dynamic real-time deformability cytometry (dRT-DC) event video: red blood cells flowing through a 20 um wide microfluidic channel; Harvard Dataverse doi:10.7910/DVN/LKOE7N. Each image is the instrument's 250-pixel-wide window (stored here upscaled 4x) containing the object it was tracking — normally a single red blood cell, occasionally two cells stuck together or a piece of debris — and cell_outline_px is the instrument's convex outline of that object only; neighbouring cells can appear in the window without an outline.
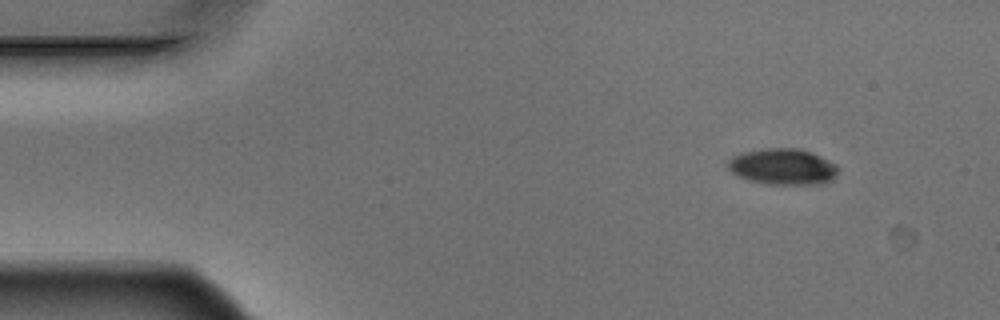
{"species": "Egyptian fruit bat (a non-hibernating species)", "species_latin": "Rousettus aegyptiacus", "temperature_condition": "warm", "stored_images_in_passage": 3, "camera_frame_rate_fps": 3000, "um_per_image_px": 0.085, "animal": {"sex": "male"}, "frame": {"image": 1, "passage_image": 1, "time_ms": 0.0, "image_size_px": [1000, 320], "cell_outline_px": [[836, 176], [832, 180], [824, 184], [764, 184], [748, 180], [736, 176], [724, 164], [732, 156], [740, 152], [764, 148], [796, 148], [812, 152], [836, 164]], "centroid_in_image_um": [66.48, 14.17], "position_along_channel_um": 18.5, "area_um2": 23.52}}
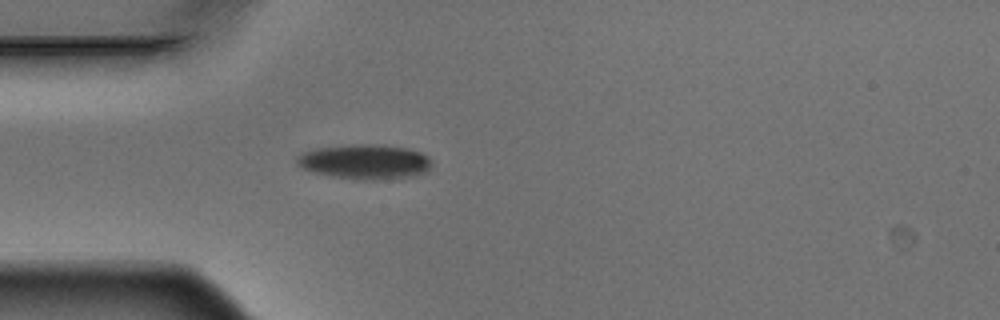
{"frame": {"image": 2, "passage_image": 3, "time_ms": 0.667, "image_size_px": [1000, 320], "cell_outline_px": [[432, 168], [428, 172], [416, 176], [328, 176], [312, 172], [300, 168], [296, 164], [296, 156], [304, 152], [316, 148], [364, 144], [408, 148], [420, 152], [428, 156], [432, 160]], "centroid_in_image_um": [31.0, 13.7], "position_along_channel_um": 54.0, "area_um2": 26.13}}